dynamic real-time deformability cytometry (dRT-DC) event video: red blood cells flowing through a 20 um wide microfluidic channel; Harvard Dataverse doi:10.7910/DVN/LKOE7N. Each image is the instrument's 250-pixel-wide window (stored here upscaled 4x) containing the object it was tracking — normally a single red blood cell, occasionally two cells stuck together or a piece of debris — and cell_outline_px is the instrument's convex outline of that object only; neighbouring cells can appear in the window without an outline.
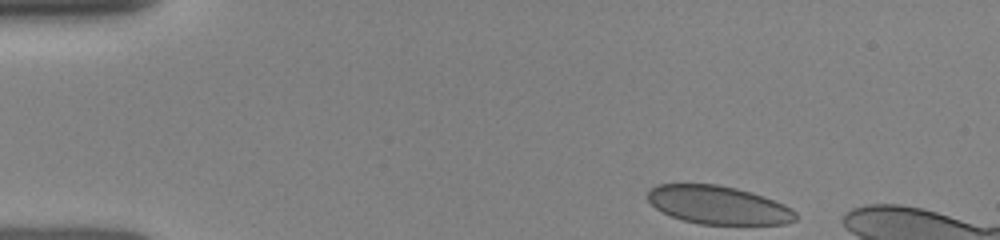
{"species": "human", "species_latin": "Homo sapiens", "temperature_condition": "room temperature", "stored_images_in_passage": 16, "camera_frame_rate_fps": 3000, "um_per_image_px": 0.085, "donor": {"sex": "female"}, "frame": {"image": 1, "passage_image": 1, "time_ms": 0.0, "image_size_px": [1000, 240], "cell_outline_px": [[796, 220], [784, 224], [700, 224], [684, 220], [660, 212], [648, 200], [648, 192], [656, 184], [716, 184], [736, 188], [752, 192], [784, 204], [792, 208], [796, 212]], "centroid_in_image_um": [61.06, 17.42], "position_along_channel_um": 23.9, "area_um2": 32.95}}